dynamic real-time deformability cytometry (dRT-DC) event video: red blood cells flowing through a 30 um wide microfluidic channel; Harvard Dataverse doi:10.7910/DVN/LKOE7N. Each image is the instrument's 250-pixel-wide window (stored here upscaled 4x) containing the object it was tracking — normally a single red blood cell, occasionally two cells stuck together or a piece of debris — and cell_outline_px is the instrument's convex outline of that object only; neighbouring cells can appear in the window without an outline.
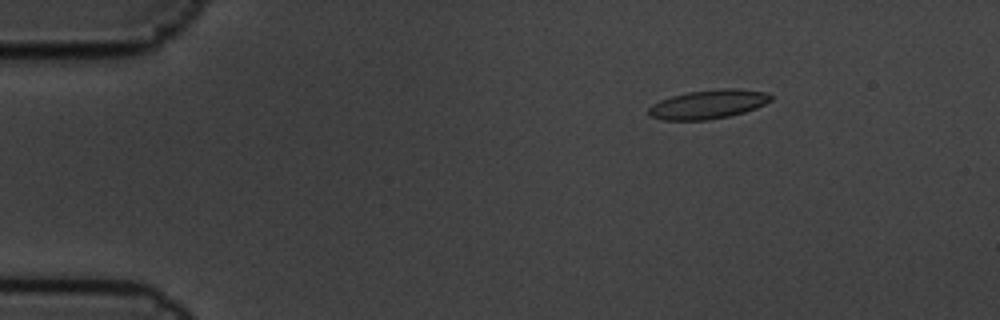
{"species": "common noctule bat (a hibernating species)", "species_latin": "Nyctalus noctula", "temperature_condition": "cold", "stored_images_in_passage": 8, "camera_frame_rate_fps": 3000, "um_per_image_px": 0.085, "animal": {"sex": "male", "body_mass_g": 19.5, "forearm_length_mm": 54.6}, "frame": {"image": 1, "passage_image": 1, "time_ms": 0.0, "image_size_px": [1000, 320], "cell_outline_px": [[772, 100], [756, 108], [744, 112], [728, 116], [708, 120], [664, 120], [648, 116], [648, 108], [652, 104], [660, 100], [672, 96], [688, 92], [724, 88], [736, 88], [768, 92], [772, 96]], "centroid_in_image_um": [60.2, 8.86], "position_along_channel_um": 24.8, "area_um2": 20.69}}
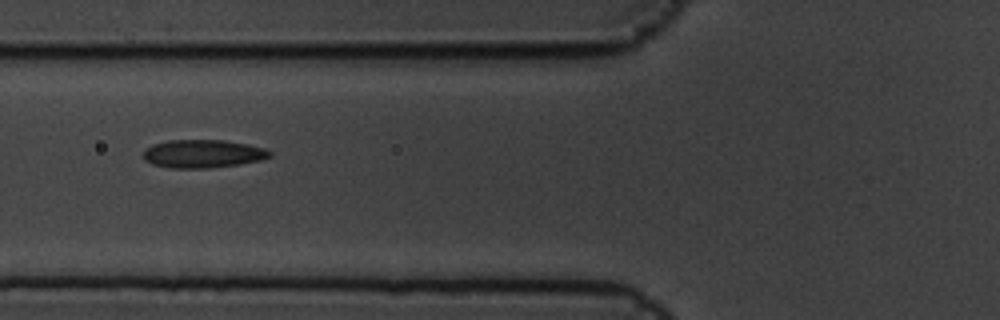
{"frame": {"image": 2, "passage_image": 5, "time_ms": 1.333, "image_size_px": [1000, 320], "cell_outline_px": [[272, 156], [260, 160], [212, 168], [168, 168], [152, 164], [144, 160], [144, 148], [152, 144], [168, 140], [224, 140], [248, 144], [264, 148], [272, 152]], "centroid_in_image_um": [17.21, 13.06], "position_along_channel_um": 108.6, "area_um2": 20.87}}
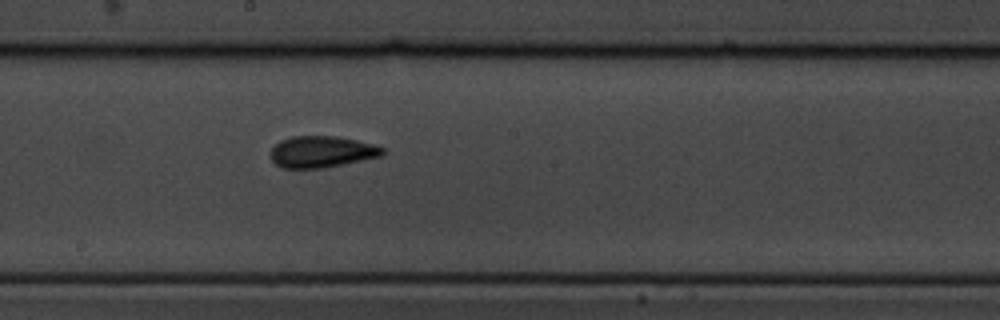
{"frame": {"image": 3, "passage_image": 8, "time_ms": 2.333, "image_size_px": [1000, 320], "cell_outline_px": [[384, 156], [324, 168], [280, 168], [272, 160], [272, 148], [280, 140], [292, 136], [336, 136], [356, 140], [372, 144], [384, 148]], "centroid_in_image_um": [27.36, 12.9], "position_along_channel_um": 220.8, "area_um2": 20.58}}